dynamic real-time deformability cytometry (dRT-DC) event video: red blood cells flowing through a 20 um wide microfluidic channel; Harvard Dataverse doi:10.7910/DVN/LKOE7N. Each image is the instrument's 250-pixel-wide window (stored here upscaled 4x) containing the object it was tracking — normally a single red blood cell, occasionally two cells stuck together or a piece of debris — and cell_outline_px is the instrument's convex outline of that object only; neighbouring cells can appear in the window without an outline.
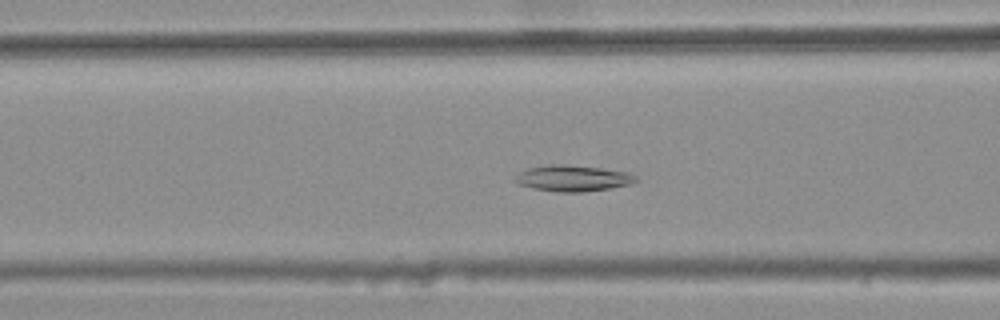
{"species": "common noctule bat (a hibernating species)", "species_latin": "Nyctalus noctula", "temperature_condition": "warm", "stored_images_in_passage": 44, "camera_frame_rate_fps": 3000, "um_per_image_px": 0.085, "animal": {"sex": "female", "body_mass_g": 25.1}, "frame": {"image": 1, "passage_image": 20, "time_ms": 6.333, "image_size_px": [1000, 320], "cell_outline_px": [[636, 180], [628, 184], [608, 188], [584, 192], [556, 192], [532, 188], [516, 184], [512, 180], [520, 172], [528, 168], [548, 164], [564, 164], [600, 168], [628, 172], [636, 176]], "centroid_in_image_um": [48.61, 15.15], "position_along_channel_um": 118.0, "area_um2": 18.32}}
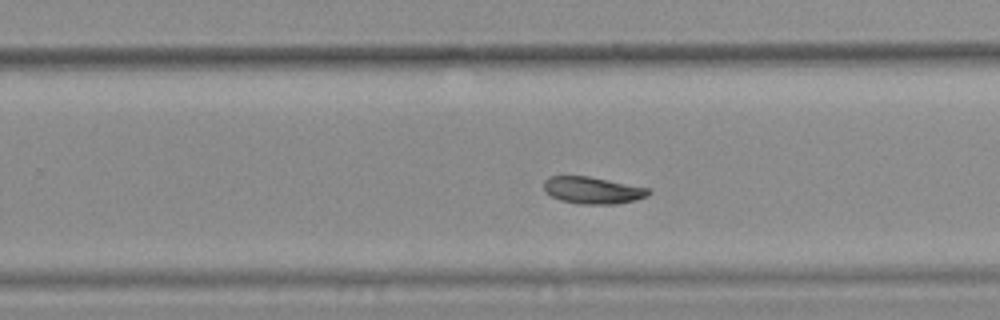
{"frame": {"image": 2, "passage_image": 33, "time_ms": 10.667, "image_size_px": [1000, 320], "cell_outline_px": [[652, 192], [648, 196], [636, 200], [616, 204], [580, 204], [560, 200], [544, 192], [544, 180], [548, 176], [588, 176], [652, 188]], "centroid_in_image_um": [50.41, 16.17], "position_along_channel_um": 279.4, "area_um2": 16.7}}
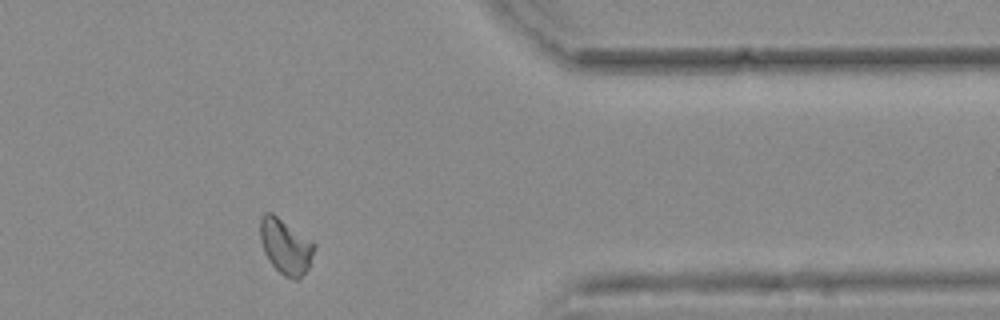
{"frame": {"image": 3, "passage_image": 43, "time_ms": 14.0, "image_size_px": [1000, 320], "cell_outline_px": [[316, 248], [308, 268], [296, 280], [292, 280], [284, 276], [272, 264], [264, 252], [260, 240], [260, 216], [264, 212], [272, 212], [312, 240], [316, 244]], "centroid_in_image_um": [24.27, 20.91], "position_along_channel_um": 387.1, "area_um2": 17.51}}